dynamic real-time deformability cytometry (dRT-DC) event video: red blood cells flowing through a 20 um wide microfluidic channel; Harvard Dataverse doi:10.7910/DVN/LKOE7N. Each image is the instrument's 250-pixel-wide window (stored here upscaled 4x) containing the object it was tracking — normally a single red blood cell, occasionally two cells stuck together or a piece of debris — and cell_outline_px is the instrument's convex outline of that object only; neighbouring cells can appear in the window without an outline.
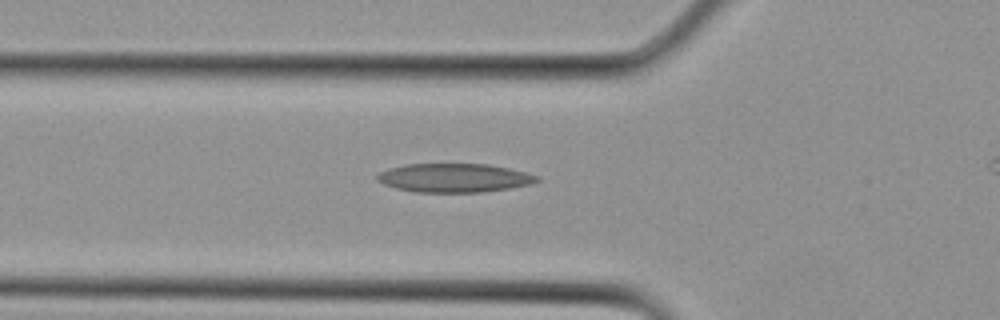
{"species": "Egyptian fruit bat (a non-hibernating species)", "species_latin": "Rousettus aegyptiacus", "temperature_condition": "cold", "stored_images_in_passage": 5, "camera_frame_rate_fps": 3000, "um_per_image_px": 0.085, "animal": {"sex": "female"}, "frame": {"image": 1, "passage_image": 4, "time_ms": 1.0, "image_size_px": [1000, 320], "cell_outline_px": [[540, 180], [532, 184], [508, 188], [480, 192], [416, 192], [396, 188], [384, 184], [376, 180], [376, 176], [380, 172], [388, 168], [404, 164], [488, 164], [508, 168], [540, 176]], "centroid_in_image_um": [38.59, 15.11], "position_along_channel_um": 87.2, "area_um2": 26.76}}